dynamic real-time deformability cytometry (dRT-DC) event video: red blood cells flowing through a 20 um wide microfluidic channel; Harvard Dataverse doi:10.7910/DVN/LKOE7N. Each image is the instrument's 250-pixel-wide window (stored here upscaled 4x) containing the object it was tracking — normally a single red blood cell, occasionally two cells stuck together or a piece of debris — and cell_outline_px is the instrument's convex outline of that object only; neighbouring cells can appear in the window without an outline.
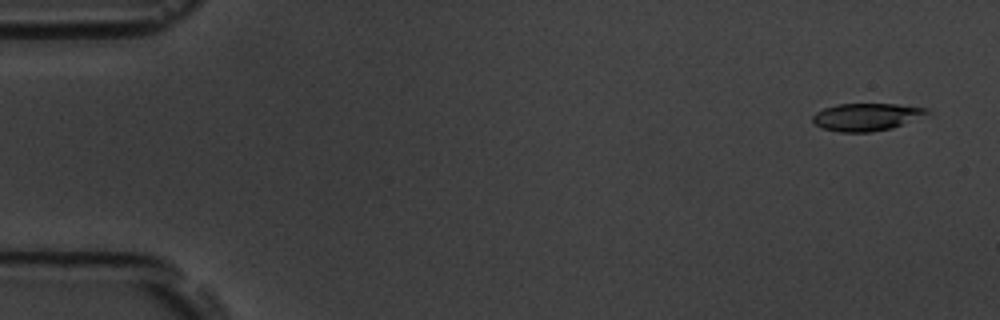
{"species": "common noctule bat (a hibernating species)", "species_latin": "Nyctalus noctula", "temperature_condition": "room temperature", "stored_images_in_passage": 52, "camera_frame_rate_fps": 3000, "um_per_image_px": 0.085, "animal": {"sex": "male", "body_mass_g": 19.5, "forearm_length_mm": 54.6}, "frame": {"image": 1, "passage_image": 1, "time_ms": 0.0, "image_size_px": [1000, 320], "cell_outline_px": [[928, 112], [892, 128], [872, 132], [840, 132], [820, 128], [812, 120], [812, 116], [816, 112], [824, 108], [836, 104], [896, 104], [928, 108]], "centroid_in_image_um": [73.55, 9.94], "position_along_channel_um": 11.4, "area_um2": 18.03}}
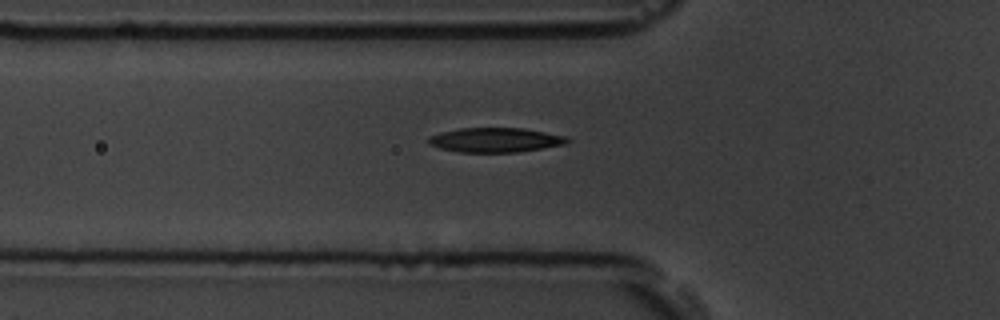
{"frame": {"image": 2, "passage_image": 17, "time_ms": 5.333, "image_size_px": [1000, 320], "cell_outline_px": [[572, 140], [564, 144], [516, 152], [460, 152], [440, 148], [428, 144], [428, 136], [440, 132], [460, 128], [524, 128], [568, 136]], "centroid_in_image_um": [42.1, 11.89], "position_along_channel_um": 83.7, "area_um2": 19.83}}
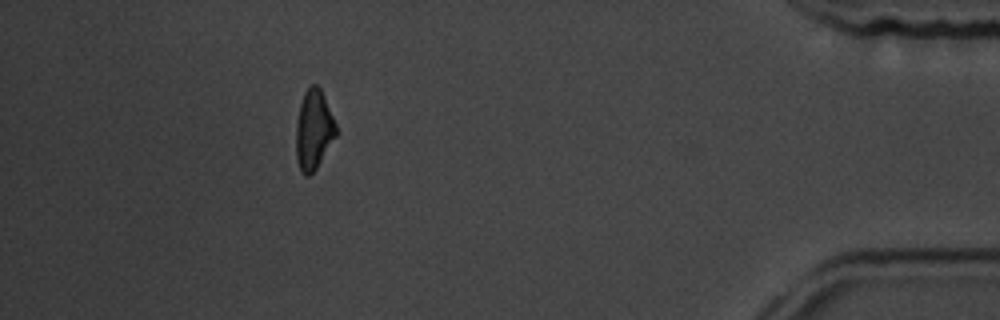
{"frame": {"image": 3, "passage_image": 47, "time_ms": 15.333, "image_size_px": [1000, 320], "cell_outline_px": [[336, 136], [316, 168], [308, 176], [304, 176], [300, 172], [296, 156], [296, 124], [300, 104], [304, 92], [308, 84], [316, 84], [320, 88], [324, 96], [336, 124]], "centroid_in_image_um": [26.64, 11.02], "position_along_channel_um": 408.6, "area_um2": 18.55}, "authors_computed_cell_mechanics": {"area_um2": 19.5364, "velocity_mm_per_s": 3.7856, "shape_relaxation_time_tau1_ms": 2.9162, "shape_relaxation_time_tau2_ms": 5.7786, "deformation_change_tau1": 0.142, "deformation_change_tau2": 0.1471}}